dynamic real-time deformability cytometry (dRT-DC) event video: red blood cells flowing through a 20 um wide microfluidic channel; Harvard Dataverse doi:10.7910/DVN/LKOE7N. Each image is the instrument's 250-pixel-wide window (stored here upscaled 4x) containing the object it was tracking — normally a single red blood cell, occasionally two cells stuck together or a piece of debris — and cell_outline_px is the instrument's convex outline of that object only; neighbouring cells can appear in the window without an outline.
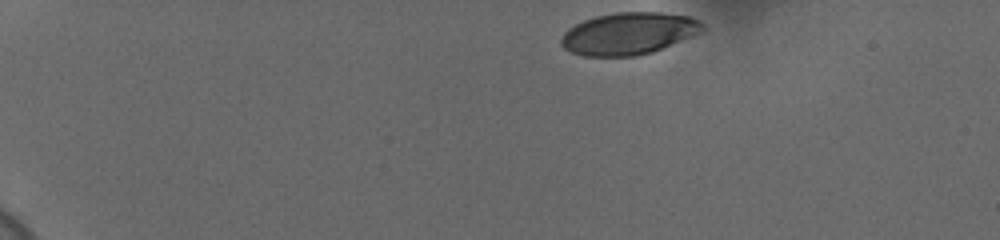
{"species": "human", "species_latin": "Homo sapiens", "temperature_condition": "cold", "stored_images_in_passage": 41, "camera_frame_rate_fps": 3000, "um_per_image_px": 0.085, "donor": {"sex": "female"}, "frame": {"image": 1, "passage_image": 1, "time_ms": 0.0, "image_size_px": [1000, 240], "cell_outline_px": [[704, 28], [700, 32], [692, 36], [652, 52], [636, 56], [584, 56], [572, 52], [564, 48], [560, 44], [560, 40], [564, 32], [568, 28], [584, 20], [596, 16], [616, 12], [660, 12], [688, 16], [700, 20], [704, 24]], "centroid_in_image_um": [53.43, 2.84], "position_along_channel_um": 31.6, "area_um2": 34.62}}
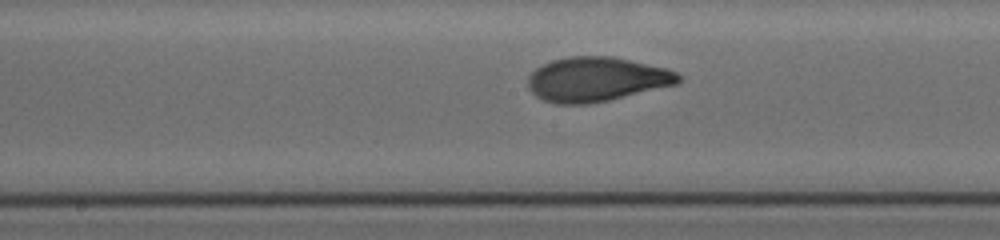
{"frame": {"image": 2, "passage_image": 23, "time_ms": 7.333, "image_size_px": [1000, 240], "cell_outline_px": [[680, 84], [608, 100], [588, 104], [556, 104], [544, 100], [536, 96], [528, 88], [528, 76], [536, 68], [552, 60], [568, 56], [612, 56], [668, 68], [676, 72], [680, 76]], "centroid_in_image_um": [50.72, 6.74], "position_along_channel_um": 197.5, "area_um2": 39.13}}
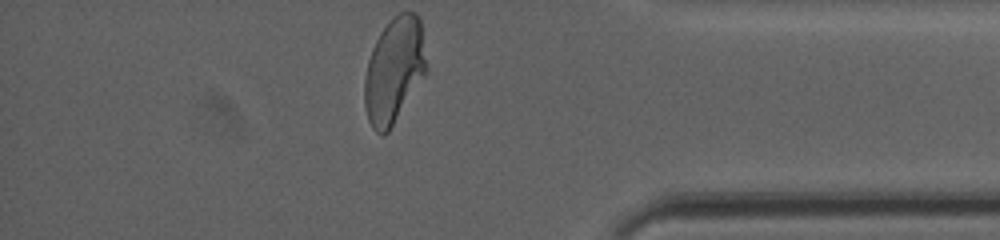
{"frame": {"image": 3, "passage_image": 41, "time_ms": 13.333, "image_size_px": [1000, 240], "cell_outline_px": [[428, 68], [424, 76], [388, 132], [384, 136], [380, 136], [372, 128], [368, 120], [364, 104], [364, 80], [368, 60], [372, 48], [380, 32], [392, 16], [400, 12], [416, 12], [420, 16]], "centroid_in_image_um": [33.5, 5.96], "position_along_channel_um": 401.7, "area_um2": 38.38}, "authors_computed_cell_mechanics": {"area_um2": 38.0902, "velocity_mm_per_s": 3.6831, "shape_relaxation_time_tau1_ms": 3.3282, "shape_relaxation_time_tau2_ms": 0.6939, "deformation_change_tau1": 0.1612, "deformation_change_tau2": 0.0492}}